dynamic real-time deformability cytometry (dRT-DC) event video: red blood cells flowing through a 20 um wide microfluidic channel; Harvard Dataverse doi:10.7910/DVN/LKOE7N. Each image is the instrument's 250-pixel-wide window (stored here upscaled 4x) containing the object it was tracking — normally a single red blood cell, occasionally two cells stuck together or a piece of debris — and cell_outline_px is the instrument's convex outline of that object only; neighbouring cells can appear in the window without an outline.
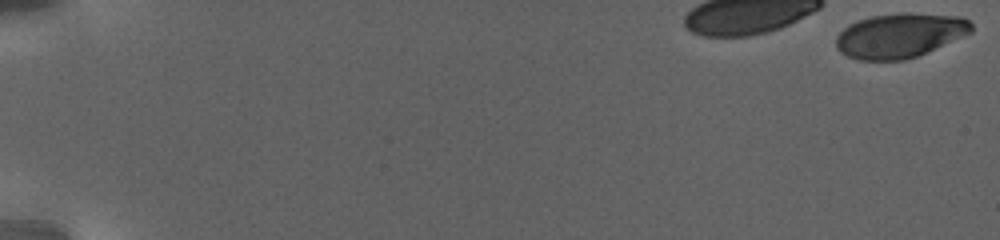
{"species": "human", "species_latin": "Homo sapiens", "temperature_condition": "warm", "stored_images_in_passage": 54, "camera_frame_rate_fps": 3000, "um_per_image_px": 0.085, "donor": {"sex": "female"}, "frame": {"image": 1, "passage_image": 1, "time_ms": 0.0, "image_size_px": [1000, 240], "cell_outline_px": [[972, 32], [916, 56], [904, 60], [860, 60], [848, 56], [840, 52], [836, 48], [836, 36], [848, 24], [872, 16], [900, 12], [908, 12], [960, 16], [968, 20], [972, 24]], "centroid_in_image_um": [76.46, 3.0], "position_along_channel_um": 8.5, "area_um2": 34.97}}
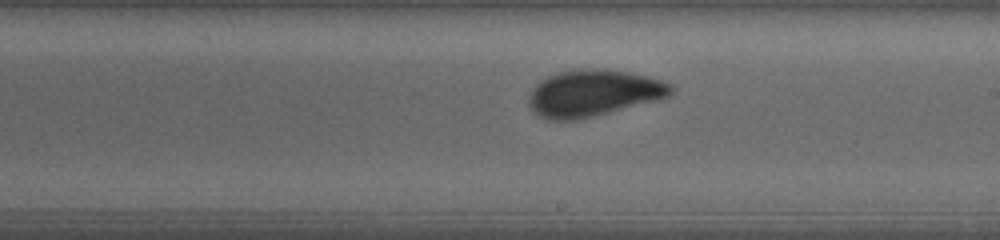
{"frame": {"image": 2, "passage_image": 35, "time_ms": 12.667, "image_size_px": [1000, 240], "cell_outline_px": [[676, 88], [668, 96], [656, 100], [576, 120], [548, 120], [536, 116], [528, 104], [528, 96], [532, 88], [540, 80], [548, 76], [560, 72], [592, 68], [604, 68], [628, 72], [648, 76], [672, 84]], "centroid_in_image_um": [50.4, 7.91], "position_along_channel_um": 238.6, "area_um2": 38.55}}
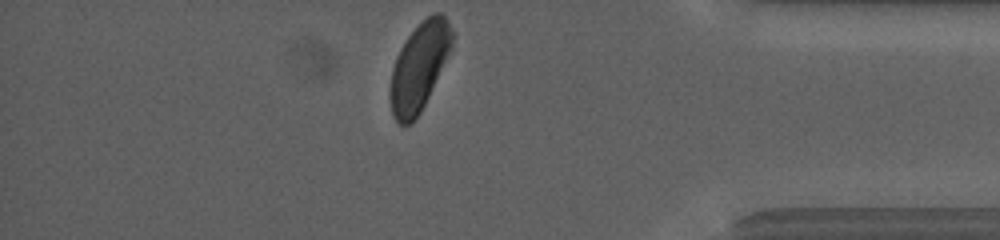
{"frame": {"image": 3, "passage_image": 54, "time_ms": 19.333, "image_size_px": [1000, 240], "cell_outline_px": [[452, 44], [428, 96], [420, 112], [408, 124], [400, 124], [392, 116], [388, 96], [388, 88], [392, 68], [396, 56], [400, 48], [408, 36], [432, 12], [440, 12], [444, 16], [452, 32]], "centroid_in_image_um": [35.56, 5.7], "position_along_channel_um": 399.6, "area_um2": 30.92}, "authors_computed_cell_mechanics": {"area_um2": 36.7319, "velocity_mm_per_s": 2.7598, "shape_relaxation_time_tau1_ms": 4.6919, "shape_relaxation_time_tau2_ms": null, "deformation_change_tau1": 0.1148, "deformation_change_tau2": null}}